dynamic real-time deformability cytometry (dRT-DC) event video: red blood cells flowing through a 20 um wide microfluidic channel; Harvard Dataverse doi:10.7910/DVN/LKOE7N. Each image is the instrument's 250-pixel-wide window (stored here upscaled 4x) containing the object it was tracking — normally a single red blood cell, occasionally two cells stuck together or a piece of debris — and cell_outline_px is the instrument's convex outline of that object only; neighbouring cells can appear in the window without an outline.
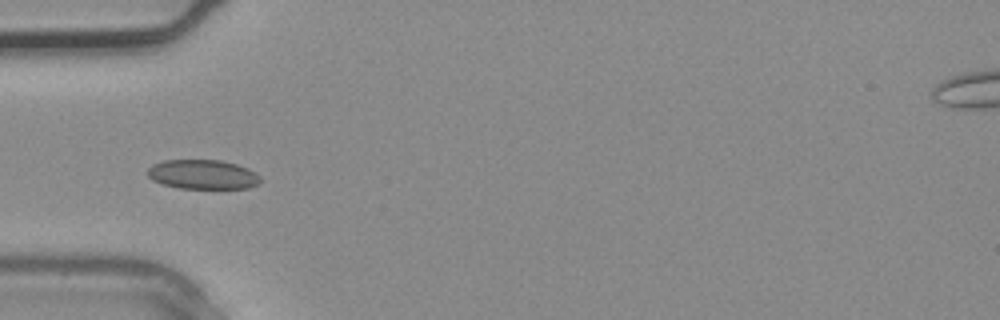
{"species": "common noctule bat (a hibernating species)", "species_latin": "Nyctalus noctula", "temperature_condition": "warm", "stored_images_in_passage": 3, "camera_frame_rate_fps": 3000, "um_per_image_px": 0.085, "animal": {"sex": "male", "body_mass_g": 20.4}, "frame": {"image": 1, "passage_image": 3, "time_ms": 0.667, "image_size_px": [1000, 320], "cell_outline_px": [[260, 184], [248, 188], [180, 188], [164, 184], [152, 180], [148, 176], [148, 168], [152, 164], [164, 160], [220, 160], [236, 164], [248, 168], [256, 172], [260, 176]], "centroid_in_image_um": [17.25, 14.82], "position_along_channel_um": 67.7, "area_um2": 19.36}}